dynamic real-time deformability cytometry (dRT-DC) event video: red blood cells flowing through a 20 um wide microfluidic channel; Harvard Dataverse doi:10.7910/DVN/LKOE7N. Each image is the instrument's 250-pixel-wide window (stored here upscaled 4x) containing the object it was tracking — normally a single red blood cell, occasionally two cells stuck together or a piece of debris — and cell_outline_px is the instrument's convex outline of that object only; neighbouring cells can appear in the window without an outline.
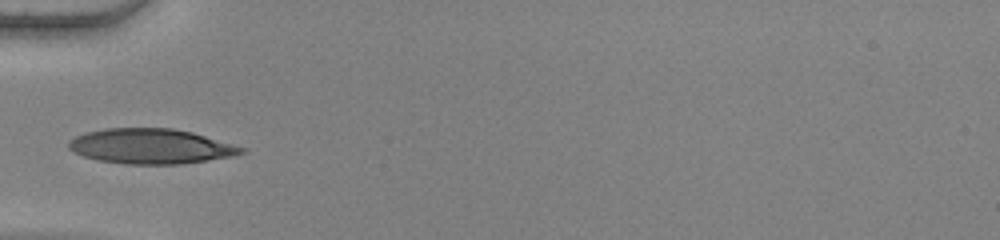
{"species": "human", "species_latin": "Homo sapiens", "temperature_condition": "warm", "stored_images_in_passage": 36, "camera_frame_rate_fps": 3000, "um_per_image_px": 0.085, "donor": {"sex": "female"}, "frame": {"image": 1, "passage_image": 1, "time_ms": 0.0, "image_size_px": [1000, 240], "cell_outline_px": [[248, 152], [232, 156], [208, 160], [180, 164], [124, 164], [96, 160], [72, 152], [68, 148], [68, 140], [76, 136], [88, 132], [104, 128], [172, 128], [192, 132], [248, 148]], "centroid_in_image_um": [12.83, 12.44], "position_along_channel_um": 72.2, "area_um2": 35.55}}
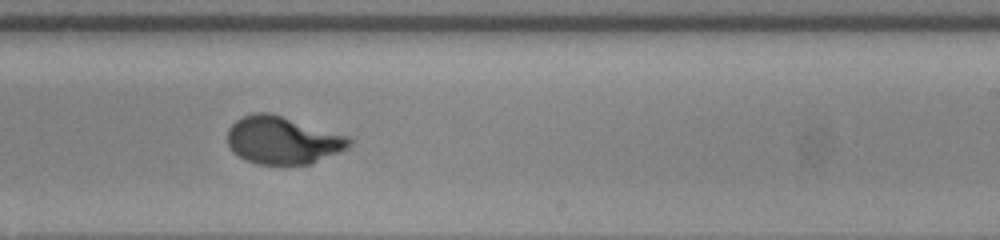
{"frame": {"image": 2, "passage_image": 16, "time_ms": 5.0, "image_size_px": [1000, 240], "cell_outline_px": [[352, 144], [348, 148], [312, 164], [256, 164], [240, 156], [228, 144], [228, 128], [236, 120], [244, 116], [256, 112], [268, 112], [352, 136]], "centroid_in_image_um": [24.1, 11.91], "position_along_channel_um": 264.9, "area_um2": 33.81}}
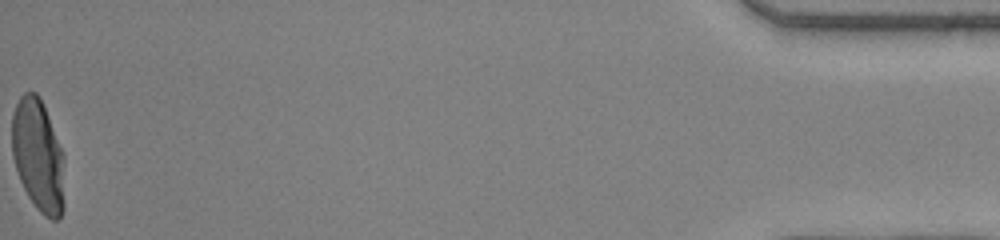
{"frame": {"image": 3, "passage_image": 36, "time_ms": 11.667, "image_size_px": [1000, 240], "cell_outline_px": [[64, 208], [60, 220], [52, 220], [44, 216], [36, 208], [28, 196], [20, 180], [12, 156], [12, 116], [16, 104], [20, 96], [24, 92], [36, 92], [40, 96], [64, 156]], "centroid_in_image_um": [3.25, 13.25], "position_along_channel_um": 431.9, "area_um2": 34.68}, "authors_computed_cell_mechanics": {"area_um2": 33.813, "velocity_mm_per_s": 3.8589, "shape_relaxation_time_tau1_ms": 4.4029, "shape_relaxation_time_tau2_ms": null, "deformation_change_tau1": 0.2472, "deformation_change_tau2": null}}